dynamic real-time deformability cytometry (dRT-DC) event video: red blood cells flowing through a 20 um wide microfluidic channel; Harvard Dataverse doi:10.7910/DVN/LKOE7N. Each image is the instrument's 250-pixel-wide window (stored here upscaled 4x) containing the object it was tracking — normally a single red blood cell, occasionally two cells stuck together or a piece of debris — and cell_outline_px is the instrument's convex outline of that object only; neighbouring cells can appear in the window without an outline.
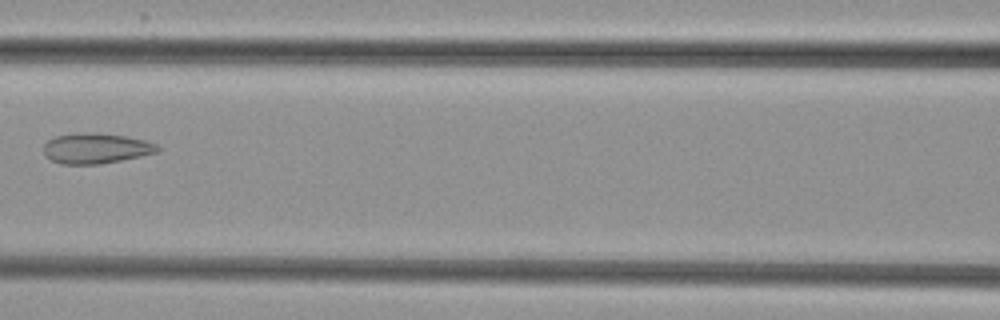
{"species": "common noctule bat (a hibernating species)", "species_latin": "Nyctalus noctula", "temperature_condition": "cold", "stored_images_in_passage": 5, "camera_frame_rate_fps": 3000, "um_per_image_px": 0.085, "animal": {"sex": "female", "body_mass_g": 29.2, "forearm_length_mm": 56.3}, "frame": {"image": 1, "passage_image": 5, "time_ms": 5.667, "image_size_px": [1000, 320], "cell_outline_px": [[160, 152], [100, 164], [60, 164], [44, 156], [44, 144], [48, 140], [56, 136], [72, 132], [92, 132], [124, 136], [144, 140], [156, 144], [160, 148]], "centroid_in_image_um": [8.13, 12.6], "position_along_channel_um": 158.5, "area_um2": 20.29}}